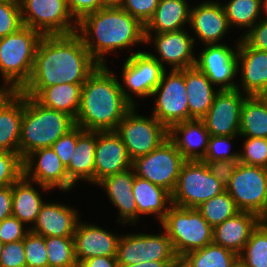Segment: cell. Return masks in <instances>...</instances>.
Returning <instances> with one entry per match:
<instances>
[{"label": "cell", "mask_w": 267, "mask_h": 267, "mask_svg": "<svg viewBox=\"0 0 267 267\" xmlns=\"http://www.w3.org/2000/svg\"><path fill=\"white\" fill-rule=\"evenodd\" d=\"M98 66L76 32L43 35L36 49L30 80L20 92L35 98L48 86L84 84Z\"/></svg>", "instance_id": "obj_1"}, {"label": "cell", "mask_w": 267, "mask_h": 267, "mask_svg": "<svg viewBox=\"0 0 267 267\" xmlns=\"http://www.w3.org/2000/svg\"><path fill=\"white\" fill-rule=\"evenodd\" d=\"M107 65H99L82 85L76 126L88 131H115L126 113L136 106Z\"/></svg>", "instance_id": "obj_2"}, {"label": "cell", "mask_w": 267, "mask_h": 267, "mask_svg": "<svg viewBox=\"0 0 267 267\" xmlns=\"http://www.w3.org/2000/svg\"><path fill=\"white\" fill-rule=\"evenodd\" d=\"M76 33L99 65H107L104 55L113 50L145 43V26L119 6L85 15L77 22Z\"/></svg>", "instance_id": "obj_3"}, {"label": "cell", "mask_w": 267, "mask_h": 267, "mask_svg": "<svg viewBox=\"0 0 267 267\" xmlns=\"http://www.w3.org/2000/svg\"><path fill=\"white\" fill-rule=\"evenodd\" d=\"M75 126V119L67 113L44 107L35 98L24 95L19 154L24 160L38 149L51 147Z\"/></svg>", "instance_id": "obj_4"}, {"label": "cell", "mask_w": 267, "mask_h": 267, "mask_svg": "<svg viewBox=\"0 0 267 267\" xmlns=\"http://www.w3.org/2000/svg\"><path fill=\"white\" fill-rule=\"evenodd\" d=\"M42 34L22 26L16 32L0 38V73L21 90L30 80L36 49Z\"/></svg>", "instance_id": "obj_5"}, {"label": "cell", "mask_w": 267, "mask_h": 267, "mask_svg": "<svg viewBox=\"0 0 267 267\" xmlns=\"http://www.w3.org/2000/svg\"><path fill=\"white\" fill-rule=\"evenodd\" d=\"M160 224L170 238L176 256H184L213 243V228L197 208L170 204Z\"/></svg>", "instance_id": "obj_6"}, {"label": "cell", "mask_w": 267, "mask_h": 267, "mask_svg": "<svg viewBox=\"0 0 267 267\" xmlns=\"http://www.w3.org/2000/svg\"><path fill=\"white\" fill-rule=\"evenodd\" d=\"M225 190V186L210 173L204 162L186 161L171 193V204L178 207L197 208Z\"/></svg>", "instance_id": "obj_7"}, {"label": "cell", "mask_w": 267, "mask_h": 267, "mask_svg": "<svg viewBox=\"0 0 267 267\" xmlns=\"http://www.w3.org/2000/svg\"><path fill=\"white\" fill-rule=\"evenodd\" d=\"M135 109L133 106L115 129L123 140L132 161L152 152L169 136L168 128L153 115L151 117L140 116Z\"/></svg>", "instance_id": "obj_8"}, {"label": "cell", "mask_w": 267, "mask_h": 267, "mask_svg": "<svg viewBox=\"0 0 267 267\" xmlns=\"http://www.w3.org/2000/svg\"><path fill=\"white\" fill-rule=\"evenodd\" d=\"M185 162L175 144L168 138L152 152L134 159L132 168L136 176L163 187L171 194Z\"/></svg>", "instance_id": "obj_9"}, {"label": "cell", "mask_w": 267, "mask_h": 267, "mask_svg": "<svg viewBox=\"0 0 267 267\" xmlns=\"http://www.w3.org/2000/svg\"><path fill=\"white\" fill-rule=\"evenodd\" d=\"M20 7L22 24L42 35H68L77 30L67 0H23Z\"/></svg>", "instance_id": "obj_10"}, {"label": "cell", "mask_w": 267, "mask_h": 267, "mask_svg": "<svg viewBox=\"0 0 267 267\" xmlns=\"http://www.w3.org/2000/svg\"><path fill=\"white\" fill-rule=\"evenodd\" d=\"M225 188L240 211L260 216L267 205V168L239 163Z\"/></svg>", "instance_id": "obj_11"}, {"label": "cell", "mask_w": 267, "mask_h": 267, "mask_svg": "<svg viewBox=\"0 0 267 267\" xmlns=\"http://www.w3.org/2000/svg\"><path fill=\"white\" fill-rule=\"evenodd\" d=\"M184 80V69L172 70L161 81L151 96L158 95L153 116L168 129L175 123L189 120L188 96Z\"/></svg>", "instance_id": "obj_12"}, {"label": "cell", "mask_w": 267, "mask_h": 267, "mask_svg": "<svg viewBox=\"0 0 267 267\" xmlns=\"http://www.w3.org/2000/svg\"><path fill=\"white\" fill-rule=\"evenodd\" d=\"M176 257L166 232L121 235L116 254L119 265H133L147 261L172 262Z\"/></svg>", "instance_id": "obj_13"}, {"label": "cell", "mask_w": 267, "mask_h": 267, "mask_svg": "<svg viewBox=\"0 0 267 267\" xmlns=\"http://www.w3.org/2000/svg\"><path fill=\"white\" fill-rule=\"evenodd\" d=\"M213 104L202 118L210 136H238L241 107L246 95L239 87L230 90L217 89Z\"/></svg>", "instance_id": "obj_14"}, {"label": "cell", "mask_w": 267, "mask_h": 267, "mask_svg": "<svg viewBox=\"0 0 267 267\" xmlns=\"http://www.w3.org/2000/svg\"><path fill=\"white\" fill-rule=\"evenodd\" d=\"M23 164L24 176L29 180L31 178V181L37 183L44 191L55 187L69 191L75 187L69 180L66 167L51 147L41 148L30 153L24 159Z\"/></svg>", "instance_id": "obj_15"}, {"label": "cell", "mask_w": 267, "mask_h": 267, "mask_svg": "<svg viewBox=\"0 0 267 267\" xmlns=\"http://www.w3.org/2000/svg\"><path fill=\"white\" fill-rule=\"evenodd\" d=\"M236 51L225 44H208L196 58L195 66L202 71L214 85H221L219 90L236 89L233 78L238 70V57Z\"/></svg>", "instance_id": "obj_16"}, {"label": "cell", "mask_w": 267, "mask_h": 267, "mask_svg": "<svg viewBox=\"0 0 267 267\" xmlns=\"http://www.w3.org/2000/svg\"><path fill=\"white\" fill-rule=\"evenodd\" d=\"M124 86L139 97L151 96L166 71L149 52H133L123 64Z\"/></svg>", "instance_id": "obj_17"}, {"label": "cell", "mask_w": 267, "mask_h": 267, "mask_svg": "<svg viewBox=\"0 0 267 267\" xmlns=\"http://www.w3.org/2000/svg\"><path fill=\"white\" fill-rule=\"evenodd\" d=\"M184 30L156 33L154 37L152 34H145V43L152 42L154 38V46L160 57L158 58L152 53L149 54L163 67V62L171 65L172 70L195 66L196 57L192 50L196 40Z\"/></svg>", "instance_id": "obj_18"}, {"label": "cell", "mask_w": 267, "mask_h": 267, "mask_svg": "<svg viewBox=\"0 0 267 267\" xmlns=\"http://www.w3.org/2000/svg\"><path fill=\"white\" fill-rule=\"evenodd\" d=\"M94 159V184L109 175L132 168V159L115 131H97Z\"/></svg>", "instance_id": "obj_19"}, {"label": "cell", "mask_w": 267, "mask_h": 267, "mask_svg": "<svg viewBox=\"0 0 267 267\" xmlns=\"http://www.w3.org/2000/svg\"><path fill=\"white\" fill-rule=\"evenodd\" d=\"M239 40L237 57L243 92L246 96H262L267 90V52L248 46L241 38Z\"/></svg>", "instance_id": "obj_20"}, {"label": "cell", "mask_w": 267, "mask_h": 267, "mask_svg": "<svg viewBox=\"0 0 267 267\" xmlns=\"http://www.w3.org/2000/svg\"><path fill=\"white\" fill-rule=\"evenodd\" d=\"M168 135L186 161H202L204 159L210 133L202 119L175 123L168 129Z\"/></svg>", "instance_id": "obj_21"}, {"label": "cell", "mask_w": 267, "mask_h": 267, "mask_svg": "<svg viewBox=\"0 0 267 267\" xmlns=\"http://www.w3.org/2000/svg\"><path fill=\"white\" fill-rule=\"evenodd\" d=\"M73 239L79 264L92 257L116 256L120 236L113 235L99 226L78 222Z\"/></svg>", "instance_id": "obj_22"}, {"label": "cell", "mask_w": 267, "mask_h": 267, "mask_svg": "<svg viewBox=\"0 0 267 267\" xmlns=\"http://www.w3.org/2000/svg\"><path fill=\"white\" fill-rule=\"evenodd\" d=\"M192 8L189 24L197 37L204 45L218 44L230 28L223 4L208 1Z\"/></svg>", "instance_id": "obj_23"}, {"label": "cell", "mask_w": 267, "mask_h": 267, "mask_svg": "<svg viewBox=\"0 0 267 267\" xmlns=\"http://www.w3.org/2000/svg\"><path fill=\"white\" fill-rule=\"evenodd\" d=\"M78 218L77 211L67 205L45 202L29 230L43 237H73Z\"/></svg>", "instance_id": "obj_24"}, {"label": "cell", "mask_w": 267, "mask_h": 267, "mask_svg": "<svg viewBox=\"0 0 267 267\" xmlns=\"http://www.w3.org/2000/svg\"><path fill=\"white\" fill-rule=\"evenodd\" d=\"M134 178L135 172L133 168H129L126 171L109 175L96 184L105 188L112 204L119 209L121 218H118V221L123 224H127V222L135 224L138 219V210L132 190Z\"/></svg>", "instance_id": "obj_25"}, {"label": "cell", "mask_w": 267, "mask_h": 267, "mask_svg": "<svg viewBox=\"0 0 267 267\" xmlns=\"http://www.w3.org/2000/svg\"><path fill=\"white\" fill-rule=\"evenodd\" d=\"M258 224L257 214L240 211L213 228V243L239 255Z\"/></svg>", "instance_id": "obj_26"}, {"label": "cell", "mask_w": 267, "mask_h": 267, "mask_svg": "<svg viewBox=\"0 0 267 267\" xmlns=\"http://www.w3.org/2000/svg\"><path fill=\"white\" fill-rule=\"evenodd\" d=\"M97 131L84 130L78 126V139L66 171L69 180L76 185L79 179L94 184L95 147Z\"/></svg>", "instance_id": "obj_27"}, {"label": "cell", "mask_w": 267, "mask_h": 267, "mask_svg": "<svg viewBox=\"0 0 267 267\" xmlns=\"http://www.w3.org/2000/svg\"><path fill=\"white\" fill-rule=\"evenodd\" d=\"M184 80L188 96L189 120L202 119L216 95L213 84L196 66L184 69Z\"/></svg>", "instance_id": "obj_28"}, {"label": "cell", "mask_w": 267, "mask_h": 267, "mask_svg": "<svg viewBox=\"0 0 267 267\" xmlns=\"http://www.w3.org/2000/svg\"><path fill=\"white\" fill-rule=\"evenodd\" d=\"M190 10L186 0H159L153 17L145 25V34L184 29V24L190 22Z\"/></svg>", "instance_id": "obj_29"}, {"label": "cell", "mask_w": 267, "mask_h": 267, "mask_svg": "<svg viewBox=\"0 0 267 267\" xmlns=\"http://www.w3.org/2000/svg\"><path fill=\"white\" fill-rule=\"evenodd\" d=\"M132 190L138 210V217L143 214H157L161 223L169 209V205H166L167 202L171 204V194L163 187L136 175Z\"/></svg>", "instance_id": "obj_30"}, {"label": "cell", "mask_w": 267, "mask_h": 267, "mask_svg": "<svg viewBox=\"0 0 267 267\" xmlns=\"http://www.w3.org/2000/svg\"><path fill=\"white\" fill-rule=\"evenodd\" d=\"M24 111L21 92L0 110V151L19 153V140Z\"/></svg>", "instance_id": "obj_31"}, {"label": "cell", "mask_w": 267, "mask_h": 267, "mask_svg": "<svg viewBox=\"0 0 267 267\" xmlns=\"http://www.w3.org/2000/svg\"><path fill=\"white\" fill-rule=\"evenodd\" d=\"M83 84H59L44 88L35 99L44 107L67 113L74 119L81 103Z\"/></svg>", "instance_id": "obj_32"}, {"label": "cell", "mask_w": 267, "mask_h": 267, "mask_svg": "<svg viewBox=\"0 0 267 267\" xmlns=\"http://www.w3.org/2000/svg\"><path fill=\"white\" fill-rule=\"evenodd\" d=\"M12 197V216L24 224L35 223L44 202L31 180L23 175L12 184Z\"/></svg>", "instance_id": "obj_33"}, {"label": "cell", "mask_w": 267, "mask_h": 267, "mask_svg": "<svg viewBox=\"0 0 267 267\" xmlns=\"http://www.w3.org/2000/svg\"><path fill=\"white\" fill-rule=\"evenodd\" d=\"M239 136L267 138V100L247 96L241 107Z\"/></svg>", "instance_id": "obj_34"}, {"label": "cell", "mask_w": 267, "mask_h": 267, "mask_svg": "<svg viewBox=\"0 0 267 267\" xmlns=\"http://www.w3.org/2000/svg\"><path fill=\"white\" fill-rule=\"evenodd\" d=\"M192 267H233L239 255L222 246L211 243L183 256Z\"/></svg>", "instance_id": "obj_35"}, {"label": "cell", "mask_w": 267, "mask_h": 267, "mask_svg": "<svg viewBox=\"0 0 267 267\" xmlns=\"http://www.w3.org/2000/svg\"><path fill=\"white\" fill-rule=\"evenodd\" d=\"M197 210L212 228H215L226 219L240 212L234 200L226 190L200 204Z\"/></svg>", "instance_id": "obj_36"}, {"label": "cell", "mask_w": 267, "mask_h": 267, "mask_svg": "<svg viewBox=\"0 0 267 267\" xmlns=\"http://www.w3.org/2000/svg\"><path fill=\"white\" fill-rule=\"evenodd\" d=\"M261 0H230L223 5L229 25L250 30L261 15Z\"/></svg>", "instance_id": "obj_37"}, {"label": "cell", "mask_w": 267, "mask_h": 267, "mask_svg": "<svg viewBox=\"0 0 267 267\" xmlns=\"http://www.w3.org/2000/svg\"><path fill=\"white\" fill-rule=\"evenodd\" d=\"M239 260L245 267H267L266 226L259 223L252 231L248 242L239 254Z\"/></svg>", "instance_id": "obj_38"}, {"label": "cell", "mask_w": 267, "mask_h": 267, "mask_svg": "<svg viewBox=\"0 0 267 267\" xmlns=\"http://www.w3.org/2000/svg\"><path fill=\"white\" fill-rule=\"evenodd\" d=\"M49 267H78L73 237H45Z\"/></svg>", "instance_id": "obj_39"}, {"label": "cell", "mask_w": 267, "mask_h": 267, "mask_svg": "<svg viewBox=\"0 0 267 267\" xmlns=\"http://www.w3.org/2000/svg\"><path fill=\"white\" fill-rule=\"evenodd\" d=\"M23 161L19 153L0 151V187L10 186L24 175Z\"/></svg>", "instance_id": "obj_40"}, {"label": "cell", "mask_w": 267, "mask_h": 267, "mask_svg": "<svg viewBox=\"0 0 267 267\" xmlns=\"http://www.w3.org/2000/svg\"><path fill=\"white\" fill-rule=\"evenodd\" d=\"M26 267H49L45 237L29 230L24 238Z\"/></svg>", "instance_id": "obj_41"}, {"label": "cell", "mask_w": 267, "mask_h": 267, "mask_svg": "<svg viewBox=\"0 0 267 267\" xmlns=\"http://www.w3.org/2000/svg\"><path fill=\"white\" fill-rule=\"evenodd\" d=\"M239 163L267 168V138L247 137Z\"/></svg>", "instance_id": "obj_42"}, {"label": "cell", "mask_w": 267, "mask_h": 267, "mask_svg": "<svg viewBox=\"0 0 267 267\" xmlns=\"http://www.w3.org/2000/svg\"><path fill=\"white\" fill-rule=\"evenodd\" d=\"M23 26L19 3L0 0V38L10 35Z\"/></svg>", "instance_id": "obj_43"}, {"label": "cell", "mask_w": 267, "mask_h": 267, "mask_svg": "<svg viewBox=\"0 0 267 267\" xmlns=\"http://www.w3.org/2000/svg\"><path fill=\"white\" fill-rule=\"evenodd\" d=\"M236 136H210L208 149L202 161L238 160L239 153H229L230 141Z\"/></svg>", "instance_id": "obj_44"}, {"label": "cell", "mask_w": 267, "mask_h": 267, "mask_svg": "<svg viewBox=\"0 0 267 267\" xmlns=\"http://www.w3.org/2000/svg\"><path fill=\"white\" fill-rule=\"evenodd\" d=\"M158 4L159 0H122L119 7L145 26L153 17Z\"/></svg>", "instance_id": "obj_45"}, {"label": "cell", "mask_w": 267, "mask_h": 267, "mask_svg": "<svg viewBox=\"0 0 267 267\" xmlns=\"http://www.w3.org/2000/svg\"><path fill=\"white\" fill-rule=\"evenodd\" d=\"M0 267H26L24 240L3 245Z\"/></svg>", "instance_id": "obj_46"}, {"label": "cell", "mask_w": 267, "mask_h": 267, "mask_svg": "<svg viewBox=\"0 0 267 267\" xmlns=\"http://www.w3.org/2000/svg\"><path fill=\"white\" fill-rule=\"evenodd\" d=\"M78 139V126H75L68 133L61 136L51 146L55 151L62 164L67 167L70 162L72 153L74 152Z\"/></svg>", "instance_id": "obj_47"}, {"label": "cell", "mask_w": 267, "mask_h": 267, "mask_svg": "<svg viewBox=\"0 0 267 267\" xmlns=\"http://www.w3.org/2000/svg\"><path fill=\"white\" fill-rule=\"evenodd\" d=\"M29 232L24 230V223L11 216L0 222V241L3 244L24 240Z\"/></svg>", "instance_id": "obj_48"}, {"label": "cell", "mask_w": 267, "mask_h": 267, "mask_svg": "<svg viewBox=\"0 0 267 267\" xmlns=\"http://www.w3.org/2000/svg\"><path fill=\"white\" fill-rule=\"evenodd\" d=\"M204 162L210 173L220 181L225 187L229 184L238 164V160H217L202 161Z\"/></svg>", "instance_id": "obj_49"}, {"label": "cell", "mask_w": 267, "mask_h": 267, "mask_svg": "<svg viewBox=\"0 0 267 267\" xmlns=\"http://www.w3.org/2000/svg\"><path fill=\"white\" fill-rule=\"evenodd\" d=\"M244 33L241 39L248 46L267 52V20L260 19L258 23Z\"/></svg>", "instance_id": "obj_50"}, {"label": "cell", "mask_w": 267, "mask_h": 267, "mask_svg": "<svg viewBox=\"0 0 267 267\" xmlns=\"http://www.w3.org/2000/svg\"><path fill=\"white\" fill-rule=\"evenodd\" d=\"M67 6L73 19L77 22L89 13L107 7L103 0H67Z\"/></svg>", "instance_id": "obj_51"}, {"label": "cell", "mask_w": 267, "mask_h": 267, "mask_svg": "<svg viewBox=\"0 0 267 267\" xmlns=\"http://www.w3.org/2000/svg\"><path fill=\"white\" fill-rule=\"evenodd\" d=\"M12 185L0 187V222L12 216Z\"/></svg>", "instance_id": "obj_52"}, {"label": "cell", "mask_w": 267, "mask_h": 267, "mask_svg": "<svg viewBox=\"0 0 267 267\" xmlns=\"http://www.w3.org/2000/svg\"><path fill=\"white\" fill-rule=\"evenodd\" d=\"M78 267H119L116 256H97L81 261Z\"/></svg>", "instance_id": "obj_53"}, {"label": "cell", "mask_w": 267, "mask_h": 267, "mask_svg": "<svg viewBox=\"0 0 267 267\" xmlns=\"http://www.w3.org/2000/svg\"><path fill=\"white\" fill-rule=\"evenodd\" d=\"M4 86H0V110L10 103L20 90L9 80H4Z\"/></svg>", "instance_id": "obj_54"}, {"label": "cell", "mask_w": 267, "mask_h": 267, "mask_svg": "<svg viewBox=\"0 0 267 267\" xmlns=\"http://www.w3.org/2000/svg\"><path fill=\"white\" fill-rule=\"evenodd\" d=\"M171 262L147 261L133 265H119V267H168Z\"/></svg>", "instance_id": "obj_55"}, {"label": "cell", "mask_w": 267, "mask_h": 267, "mask_svg": "<svg viewBox=\"0 0 267 267\" xmlns=\"http://www.w3.org/2000/svg\"><path fill=\"white\" fill-rule=\"evenodd\" d=\"M170 267H192L183 256H177L171 263Z\"/></svg>", "instance_id": "obj_56"}, {"label": "cell", "mask_w": 267, "mask_h": 267, "mask_svg": "<svg viewBox=\"0 0 267 267\" xmlns=\"http://www.w3.org/2000/svg\"><path fill=\"white\" fill-rule=\"evenodd\" d=\"M259 223L263 226L267 227V205L264 209V211L261 213V215L259 216Z\"/></svg>", "instance_id": "obj_57"}, {"label": "cell", "mask_w": 267, "mask_h": 267, "mask_svg": "<svg viewBox=\"0 0 267 267\" xmlns=\"http://www.w3.org/2000/svg\"><path fill=\"white\" fill-rule=\"evenodd\" d=\"M122 0H103L107 6H119Z\"/></svg>", "instance_id": "obj_58"}, {"label": "cell", "mask_w": 267, "mask_h": 267, "mask_svg": "<svg viewBox=\"0 0 267 267\" xmlns=\"http://www.w3.org/2000/svg\"><path fill=\"white\" fill-rule=\"evenodd\" d=\"M261 3H263V4H261V8L265 9L264 13L267 14V0H261ZM264 20H267V17H265Z\"/></svg>", "instance_id": "obj_59"}, {"label": "cell", "mask_w": 267, "mask_h": 267, "mask_svg": "<svg viewBox=\"0 0 267 267\" xmlns=\"http://www.w3.org/2000/svg\"><path fill=\"white\" fill-rule=\"evenodd\" d=\"M233 267H245L240 260H238Z\"/></svg>", "instance_id": "obj_60"}, {"label": "cell", "mask_w": 267, "mask_h": 267, "mask_svg": "<svg viewBox=\"0 0 267 267\" xmlns=\"http://www.w3.org/2000/svg\"><path fill=\"white\" fill-rule=\"evenodd\" d=\"M3 243L0 241V255H1V251H2V249H3Z\"/></svg>", "instance_id": "obj_61"}, {"label": "cell", "mask_w": 267, "mask_h": 267, "mask_svg": "<svg viewBox=\"0 0 267 267\" xmlns=\"http://www.w3.org/2000/svg\"><path fill=\"white\" fill-rule=\"evenodd\" d=\"M10 1H14V2H16V3H21L23 0H10Z\"/></svg>", "instance_id": "obj_62"}, {"label": "cell", "mask_w": 267, "mask_h": 267, "mask_svg": "<svg viewBox=\"0 0 267 267\" xmlns=\"http://www.w3.org/2000/svg\"><path fill=\"white\" fill-rule=\"evenodd\" d=\"M262 96L267 100V90Z\"/></svg>", "instance_id": "obj_63"}]
</instances>
